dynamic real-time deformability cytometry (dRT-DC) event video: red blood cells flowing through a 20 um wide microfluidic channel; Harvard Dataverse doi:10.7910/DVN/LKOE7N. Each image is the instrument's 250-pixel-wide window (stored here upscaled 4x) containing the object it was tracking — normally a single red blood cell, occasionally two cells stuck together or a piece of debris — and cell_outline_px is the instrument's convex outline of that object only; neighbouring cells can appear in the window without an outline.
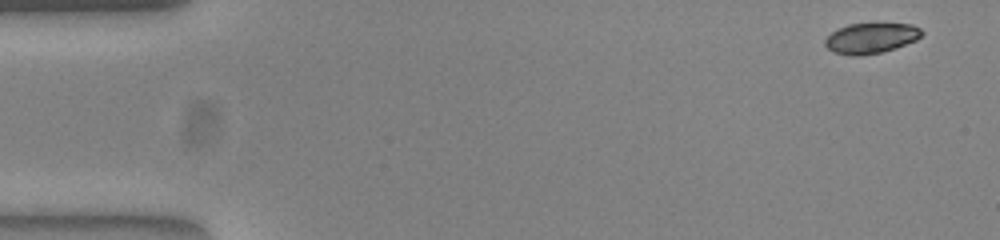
{"species": "common noctule bat (a hibernating species)", "species_latin": "Nyctalus noctula", "temperature_condition": "warm", "stored_images_in_passage": 12, "camera_frame_rate_fps": 3000, "um_per_image_px": 0.085, "animal": {"sex": "female", "body_mass_g": 23.0, "forearm_length_mm": 53.4}, "frame": {"image": 1, "passage_image": 1, "time_ms": 0.0, "image_size_px": [1000, 240], "cell_outline_px": [[924, 32], [916, 40], [896, 48], [880, 52], [860, 56], [852, 56], [836, 52], [828, 48], [824, 44], [824, 40], [832, 32], [848, 24], [876, 20], [912, 24], [920, 28]], "centroid_in_image_um": [74.08, 3.18], "position_along_channel_um": 10.9, "area_um2": 17.86}}